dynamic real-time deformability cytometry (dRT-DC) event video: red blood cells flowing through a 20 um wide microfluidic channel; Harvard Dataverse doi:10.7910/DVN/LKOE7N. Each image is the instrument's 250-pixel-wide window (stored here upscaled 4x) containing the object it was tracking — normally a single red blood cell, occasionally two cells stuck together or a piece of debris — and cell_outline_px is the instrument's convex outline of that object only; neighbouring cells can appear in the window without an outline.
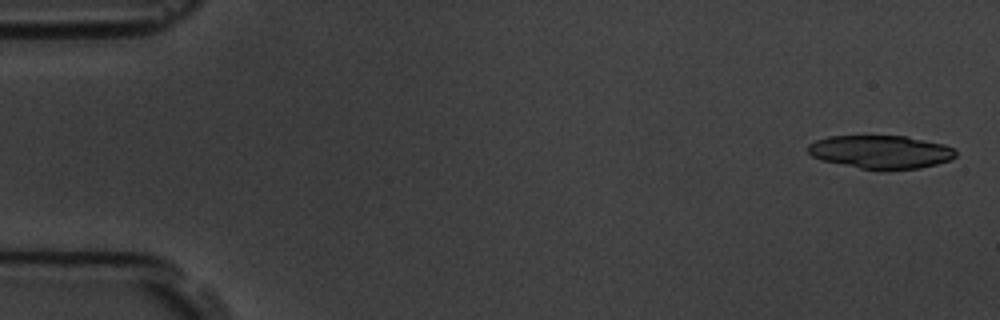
{"species": "common noctule bat (a hibernating species)", "species_latin": "Nyctalus noctula", "temperature_condition": "room temperature", "stored_images_in_passage": 6, "camera_frame_rate_fps": 3000, "um_per_image_px": 0.085, "animal": {"sex": "male", "body_mass_g": 19.5, "forearm_length_mm": 54.6}, "frame": {"image": 1, "passage_image": 1, "time_ms": 0.0, "image_size_px": [1000, 320], "cell_outline_px": [[956, 156], [952, 160], [920, 168], [888, 172], [880, 172], [820, 160], [812, 156], [808, 152], [808, 144], [816, 140], [828, 136], [904, 136], [944, 144], [956, 148]], "centroid_in_image_um": [74.89, 12.94], "position_along_channel_um": 10.1, "area_um2": 29.3}}